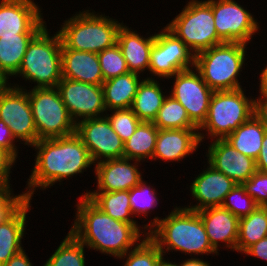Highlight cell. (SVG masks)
<instances>
[{
    "mask_svg": "<svg viewBox=\"0 0 267 266\" xmlns=\"http://www.w3.org/2000/svg\"><path fill=\"white\" fill-rule=\"evenodd\" d=\"M77 207V219L70 232L82 244L122 258L140 237L136 223L111 218L86 195Z\"/></svg>",
    "mask_w": 267,
    "mask_h": 266,
    "instance_id": "1",
    "label": "cell"
},
{
    "mask_svg": "<svg viewBox=\"0 0 267 266\" xmlns=\"http://www.w3.org/2000/svg\"><path fill=\"white\" fill-rule=\"evenodd\" d=\"M33 146L39 149L29 188L47 187L62 178L81 173L93 163L88 148L76 134L40 139Z\"/></svg>",
    "mask_w": 267,
    "mask_h": 266,
    "instance_id": "2",
    "label": "cell"
},
{
    "mask_svg": "<svg viewBox=\"0 0 267 266\" xmlns=\"http://www.w3.org/2000/svg\"><path fill=\"white\" fill-rule=\"evenodd\" d=\"M152 225H156L157 228H154L148 237L159 247L162 254L164 244L168 245L167 250L196 254L217 253L209 242L205 226L197 211L177 208L163 220L154 218Z\"/></svg>",
    "mask_w": 267,
    "mask_h": 266,
    "instance_id": "3",
    "label": "cell"
},
{
    "mask_svg": "<svg viewBox=\"0 0 267 266\" xmlns=\"http://www.w3.org/2000/svg\"><path fill=\"white\" fill-rule=\"evenodd\" d=\"M246 44L224 42L195 55L194 65L213 91L236 90L241 86L238 75L245 56Z\"/></svg>",
    "mask_w": 267,
    "mask_h": 266,
    "instance_id": "4",
    "label": "cell"
},
{
    "mask_svg": "<svg viewBox=\"0 0 267 266\" xmlns=\"http://www.w3.org/2000/svg\"><path fill=\"white\" fill-rule=\"evenodd\" d=\"M61 50L59 33L50 38L44 27L28 44L17 74L37 82L35 88H56L62 78Z\"/></svg>",
    "mask_w": 267,
    "mask_h": 266,
    "instance_id": "5",
    "label": "cell"
},
{
    "mask_svg": "<svg viewBox=\"0 0 267 266\" xmlns=\"http://www.w3.org/2000/svg\"><path fill=\"white\" fill-rule=\"evenodd\" d=\"M120 27L113 20L85 12L66 21L57 33L66 48L98 54L117 43Z\"/></svg>",
    "mask_w": 267,
    "mask_h": 266,
    "instance_id": "6",
    "label": "cell"
},
{
    "mask_svg": "<svg viewBox=\"0 0 267 266\" xmlns=\"http://www.w3.org/2000/svg\"><path fill=\"white\" fill-rule=\"evenodd\" d=\"M167 28L180 38L194 55L224 43L215 29L211 0L191 1Z\"/></svg>",
    "mask_w": 267,
    "mask_h": 266,
    "instance_id": "7",
    "label": "cell"
},
{
    "mask_svg": "<svg viewBox=\"0 0 267 266\" xmlns=\"http://www.w3.org/2000/svg\"><path fill=\"white\" fill-rule=\"evenodd\" d=\"M28 98L38 141L76 133L77 122L71 118L59 91L55 90L54 87H34L28 93Z\"/></svg>",
    "mask_w": 267,
    "mask_h": 266,
    "instance_id": "8",
    "label": "cell"
},
{
    "mask_svg": "<svg viewBox=\"0 0 267 266\" xmlns=\"http://www.w3.org/2000/svg\"><path fill=\"white\" fill-rule=\"evenodd\" d=\"M254 115V100L248 101L242 89L214 91L204 123L210 135L225 139ZM221 136V137H220Z\"/></svg>",
    "mask_w": 267,
    "mask_h": 266,
    "instance_id": "9",
    "label": "cell"
},
{
    "mask_svg": "<svg viewBox=\"0 0 267 266\" xmlns=\"http://www.w3.org/2000/svg\"><path fill=\"white\" fill-rule=\"evenodd\" d=\"M194 59L195 55L191 54L186 44L166 27L155 35L150 51L149 71L159 77L170 78L180 71L188 70L191 62L194 65Z\"/></svg>",
    "mask_w": 267,
    "mask_h": 266,
    "instance_id": "10",
    "label": "cell"
},
{
    "mask_svg": "<svg viewBox=\"0 0 267 266\" xmlns=\"http://www.w3.org/2000/svg\"><path fill=\"white\" fill-rule=\"evenodd\" d=\"M0 120L10 129L15 138L30 145L38 141L28 93L19 88L0 89Z\"/></svg>",
    "mask_w": 267,
    "mask_h": 266,
    "instance_id": "11",
    "label": "cell"
},
{
    "mask_svg": "<svg viewBox=\"0 0 267 266\" xmlns=\"http://www.w3.org/2000/svg\"><path fill=\"white\" fill-rule=\"evenodd\" d=\"M76 134L88 148L93 163L101 156L107 160L124 156V142L112 129L107 117L89 118L76 123Z\"/></svg>",
    "mask_w": 267,
    "mask_h": 266,
    "instance_id": "12",
    "label": "cell"
},
{
    "mask_svg": "<svg viewBox=\"0 0 267 266\" xmlns=\"http://www.w3.org/2000/svg\"><path fill=\"white\" fill-rule=\"evenodd\" d=\"M215 29L223 42L246 44L257 31V23L249 12L233 0H211Z\"/></svg>",
    "mask_w": 267,
    "mask_h": 266,
    "instance_id": "13",
    "label": "cell"
},
{
    "mask_svg": "<svg viewBox=\"0 0 267 266\" xmlns=\"http://www.w3.org/2000/svg\"><path fill=\"white\" fill-rule=\"evenodd\" d=\"M171 96L187 111L191 122L199 128L205 121L213 90L202 79L200 73L191 69L176 74Z\"/></svg>",
    "mask_w": 267,
    "mask_h": 266,
    "instance_id": "14",
    "label": "cell"
},
{
    "mask_svg": "<svg viewBox=\"0 0 267 266\" xmlns=\"http://www.w3.org/2000/svg\"><path fill=\"white\" fill-rule=\"evenodd\" d=\"M55 89L59 91L72 119L73 116H83V120L95 118V116L97 118L98 113L106 110L102 85L62 77Z\"/></svg>",
    "mask_w": 267,
    "mask_h": 266,
    "instance_id": "15",
    "label": "cell"
},
{
    "mask_svg": "<svg viewBox=\"0 0 267 266\" xmlns=\"http://www.w3.org/2000/svg\"><path fill=\"white\" fill-rule=\"evenodd\" d=\"M39 12L31 0H2L0 38L16 34H38L45 27Z\"/></svg>",
    "mask_w": 267,
    "mask_h": 266,
    "instance_id": "16",
    "label": "cell"
},
{
    "mask_svg": "<svg viewBox=\"0 0 267 266\" xmlns=\"http://www.w3.org/2000/svg\"><path fill=\"white\" fill-rule=\"evenodd\" d=\"M208 152V163L237 184H243L257 171L256 161L238 152L225 139H216Z\"/></svg>",
    "mask_w": 267,
    "mask_h": 266,
    "instance_id": "17",
    "label": "cell"
},
{
    "mask_svg": "<svg viewBox=\"0 0 267 266\" xmlns=\"http://www.w3.org/2000/svg\"><path fill=\"white\" fill-rule=\"evenodd\" d=\"M231 178L215 170L211 165L208 170L200 174L192 183V195L201 203L191 208L193 211H200L209 207L221 206L226 195L236 186Z\"/></svg>",
    "mask_w": 267,
    "mask_h": 266,
    "instance_id": "18",
    "label": "cell"
},
{
    "mask_svg": "<svg viewBox=\"0 0 267 266\" xmlns=\"http://www.w3.org/2000/svg\"><path fill=\"white\" fill-rule=\"evenodd\" d=\"M100 160L96 166L98 190L106 192L129 191L141 181V175L130 159Z\"/></svg>",
    "mask_w": 267,
    "mask_h": 266,
    "instance_id": "19",
    "label": "cell"
},
{
    "mask_svg": "<svg viewBox=\"0 0 267 266\" xmlns=\"http://www.w3.org/2000/svg\"><path fill=\"white\" fill-rule=\"evenodd\" d=\"M61 65L63 78L94 85L104 82L97 53L76 51L62 44Z\"/></svg>",
    "mask_w": 267,
    "mask_h": 266,
    "instance_id": "20",
    "label": "cell"
},
{
    "mask_svg": "<svg viewBox=\"0 0 267 266\" xmlns=\"http://www.w3.org/2000/svg\"><path fill=\"white\" fill-rule=\"evenodd\" d=\"M205 226L208 239L217 251L218 241H225L228 248L236 250L239 235V218L222 206L197 211Z\"/></svg>",
    "mask_w": 267,
    "mask_h": 266,
    "instance_id": "21",
    "label": "cell"
},
{
    "mask_svg": "<svg viewBox=\"0 0 267 266\" xmlns=\"http://www.w3.org/2000/svg\"><path fill=\"white\" fill-rule=\"evenodd\" d=\"M195 130L198 129H159L152 158L179 161L192 153L204 138Z\"/></svg>",
    "mask_w": 267,
    "mask_h": 266,
    "instance_id": "22",
    "label": "cell"
},
{
    "mask_svg": "<svg viewBox=\"0 0 267 266\" xmlns=\"http://www.w3.org/2000/svg\"><path fill=\"white\" fill-rule=\"evenodd\" d=\"M155 35L144 39L137 33L121 26L117 35V44L126 60L130 72L137 73L145 68L149 69L150 51L153 47Z\"/></svg>",
    "mask_w": 267,
    "mask_h": 266,
    "instance_id": "23",
    "label": "cell"
},
{
    "mask_svg": "<svg viewBox=\"0 0 267 266\" xmlns=\"http://www.w3.org/2000/svg\"><path fill=\"white\" fill-rule=\"evenodd\" d=\"M139 84L137 73L134 72L104 81L102 88L106 110L131 109Z\"/></svg>",
    "mask_w": 267,
    "mask_h": 266,
    "instance_id": "24",
    "label": "cell"
},
{
    "mask_svg": "<svg viewBox=\"0 0 267 266\" xmlns=\"http://www.w3.org/2000/svg\"><path fill=\"white\" fill-rule=\"evenodd\" d=\"M266 130L267 127L255 115H252L225 140L238 152L256 161L261 151Z\"/></svg>",
    "mask_w": 267,
    "mask_h": 266,
    "instance_id": "25",
    "label": "cell"
},
{
    "mask_svg": "<svg viewBox=\"0 0 267 266\" xmlns=\"http://www.w3.org/2000/svg\"><path fill=\"white\" fill-rule=\"evenodd\" d=\"M28 200L9 220L0 224V266L22 250L21 239L25 230Z\"/></svg>",
    "mask_w": 267,
    "mask_h": 266,
    "instance_id": "26",
    "label": "cell"
},
{
    "mask_svg": "<svg viewBox=\"0 0 267 266\" xmlns=\"http://www.w3.org/2000/svg\"><path fill=\"white\" fill-rule=\"evenodd\" d=\"M154 80L140 82L131 110L141 122H153L165 100L160 87Z\"/></svg>",
    "mask_w": 267,
    "mask_h": 266,
    "instance_id": "27",
    "label": "cell"
},
{
    "mask_svg": "<svg viewBox=\"0 0 267 266\" xmlns=\"http://www.w3.org/2000/svg\"><path fill=\"white\" fill-rule=\"evenodd\" d=\"M36 35L16 34L0 38V71L5 77L17 74L27 46Z\"/></svg>",
    "mask_w": 267,
    "mask_h": 266,
    "instance_id": "28",
    "label": "cell"
},
{
    "mask_svg": "<svg viewBox=\"0 0 267 266\" xmlns=\"http://www.w3.org/2000/svg\"><path fill=\"white\" fill-rule=\"evenodd\" d=\"M267 236V206L256 207L248 216L239 219L237 251L245 252Z\"/></svg>",
    "mask_w": 267,
    "mask_h": 266,
    "instance_id": "29",
    "label": "cell"
},
{
    "mask_svg": "<svg viewBox=\"0 0 267 266\" xmlns=\"http://www.w3.org/2000/svg\"><path fill=\"white\" fill-rule=\"evenodd\" d=\"M159 129L153 122H141L131 137L124 142V156L127 159L140 161L152 159Z\"/></svg>",
    "mask_w": 267,
    "mask_h": 266,
    "instance_id": "30",
    "label": "cell"
},
{
    "mask_svg": "<svg viewBox=\"0 0 267 266\" xmlns=\"http://www.w3.org/2000/svg\"><path fill=\"white\" fill-rule=\"evenodd\" d=\"M97 207L111 218L125 223H136L129 218L131 204L129 191L92 192L85 194Z\"/></svg>",
    "mask_w": 267,
    "mask_h": 266,
    "instance_id": "31",
    "label": "cell"
},
{
    "mask_svg": "<svg viewBox=\"0 0 267 266\" xmlns=\"http://www.w3.org/2000/svg\"><path fill=\"white\" fill-rule=\"evenodd\" d=\"M153 123L158 129H198L185 108L171 95L165 98Z\"/></svg>",
    "mask_w": 267,
    "mask_h": 266,
    "instance_id": "32",
    "label": "cell"
},
{
    "mask_svg": "<svg viewBox=\"0 0 267 266\" xmlns=\"http://www.w3.org/2000/svg\"><path fill=\"white\" fill-rule=\"evenodd\" d=\"M84 259V244L69 232L45 266H85Z\"/></svg>",
    "mask_w": 267,
    "mask_h": 266,
    "instance_id": "33",
    "label": "cell"
},
{
    "mask_svg": "<svg viewBox=\"0 0 267 266\" xmlns=\"http://www.w3.org/2000/svg\"><path fill=\"white\" fill-rule=\"evenodd\" d=\"M97 56L104 81L130 72L117 43L113 47L101 51Z\"/></svg>",
    "mask_w": 267,
    "mask_h": 266,
    "instance_id": "34",
    "label": "cell"
},
{
    "mask_svg": "<svg viewBox=\"0 0 267 266\" xmlns=\"http://www.w3.org/2000/svg\"><path fill=\"white\" fill-rule=\"evenodd\" d=\"M128 255L124 266H156L163 257L159 247L148 236Z\"/></svg>",
    "mask_w": 267,
    "mask_h": 266,
    "instance_id": "35",
    "label": "cell"
},
{
    "mask_svg": "<svg viewBox=\"0 0 267 266\" xmlns=\"http://www.w3.org/2000/svg\"><path fill=\"white\" fill-rule=\"evenodd\" d=\"M107 118L112 129L119 135L123 142L131 137L141 123L131 109L115 110L114 114Z\"/></svg>",
    "mask_w": 267,
    "mask_h": 266,
    "instance_id": "36",
    "label": "cell"
},
{
    "mask_svg": "<svg viewBox=\"0 0 267 266\" xmlns=\"http://www.w3.org/2000/svg\"><path fill=\"white\" fill-rule=\"evenodd\" d=\"M10 187H0V224L9 220L28 200L34 191L15 197L10 196Z\"/></svg>",
    "mask_w": 267,
    "mask_h": 266,
    "instance_id": "37",
    "label": "cell"
},
{
    "mask_svg": "<svg viewBox=\"0 0 267 266\" xmlns=\"http://www.w3.org/2000/svg\"><path fill=\"white\" fill-rule=\"evenodd\" d=\"M241 195L242 196L244 195L245 197L243 198L247 199L246 201L244 200L245 206L241 204H237L239 203V201L235 202V200L237 199H234V198L236 196L239 197ZM229 197H230V200L234 199L233 202L232 200L230 201L231 203L228 202L227 199ZM221 206L229 210L233 215H235L239 219L242 217L248 216L256 207H258V205L254 202V199L246 193V190L242 184H236V186L226 195L225 200Z\"/></svg>",
    "mask_w": 267,
    "mask_h": 266,
    "instance_id": "38",
    "label": "cell"
},
{
    "mask_svg": "<svg viewBox=\"0 0 267 266\" xmlns=\"http://www.w3.org/2000/svg\"><path fill=\"white\" fill-rule=\"evenodd\" d=\"M156 199L154 190L145 186L142 180L137 186L129 190V201L132 214L147 213V210L156 203Z\"/></svg>",
    "mask_w": 267,
    "mask_h": 266,
    "instance_id": "39",
    "label": "cell"
},
{
    "mask_svg": "<svg viewBox=\"0 0 267 266\" xmlns=\"http://www.w3.org/2000/svg\"><path fill=\"white\" fill-rule=\"evenodd\" d=\"M242 185L258 206H267V173L256 171Z\"/></svg>",
    "mask_w": 267,
    "mask_h": 266,
    "instance_id": "40",
    "label": "cell"
},
{
    "mask_svg": "<svg viewBox=\"0 0 267 266\" xmlns=\"http://www.w3.org/2000/svg\"><path fill=\"white\" fill-rule=\"evenodd\" d=\"M15 160L7 150L0 146V187H9L8 174Z\"/></svg>",
    "mask_w": 267,
    "mask_h": 266,
    "instance_id": "41",
    "label": "cell"
},
{
    "mask_svg": "<svg viewBox=\"0 0 267 266\" xmlns=\"http://www.w3.org/2000/svg\"><path fill=\"white\" fill-rule=\"evenodd\" d=\"M13 136L11 129L0 120V146L7 150L16 159V148L13 145Z\"/></svg>",
    "mask_w": 267,
    "mask_h": 266,
    "instance_id": "42",
    "label": "cell"
},
{
    "mask_svg": "<svg viewBox=\"0 0 267 266\" xmlns=\"http://www.w3.org/2000/svg\"><path fill=\"white\" fill-rule=\"evenodd\" d=\"M260 90L265 100H254V115L267 127V88Z\"/></svg>",
    "mask_w": 267,
    "mask_h": 266,
    "instance_id": "43",
    "label": "cell"
},
{
    "mask_svg": "<svg viewBox=\"0 0 267 266\" xmlns=\"http://www.w3.org/2000/svg\"><path fill=\"white\" fill-rule=\"evenodd\" d=\"M244 253L267 260V236L250 246Z\"/></svg>",
    "mask_w": 267,
    "mask_h": 266,
    "instance_id": "44",
    "label": "cell"
},
{
    "mask_svg": "<svg viewBox=\"0 0 267 266\" xmlns=\"http://www.w3.org/2000/svg\"><path fill=\"white\" fill-rule=\"evenodd\" d=\"M257 171L267 173V130L263 138L259 157L256 159Z\"/></svg>",
    "mask_w": 267,
    "mask_h": 266,
    "instance_id": "45",
    "label": "cell"
},
{
    "mask_svg": "<svg viewBox=\"0 0 267 266\" xmlns=\"http://www.w3.org/2000/svg\"><path fill=\"white\" fill-rule=\"evenodd\" d=\"M3 266H32L23 249L13 255Z\"/></svg>",
    "mask_w": 267,
    "mask_h": 266,
    "instance_id": "46",
    "label": "cell"
},
{
    "mask_svg": "<svg viewBox=\"0 0 267 266\" xmlns=\"http://www.w3.org/2000/svg\"><path fill=\"white\" fill-rule=\"evenodd\" d=\"M178 266H209V264L199 259H189L186 260L183 264Z\"/></svg>",
    "mask_w": 267,
    "mask_h": 266,
    "instance_id": "47",
    "label": "cell"
},
{
    "mask_svg": "<svg viewBox=\"0 0 267 266\" xmlns=\"http://www.w3.org/2000/svg\"><path fill=\"white\" fill-rule=\"evenodd\" d=\"M261 87L260 88H267V67L261 73Z\"/></svg>",
    "mask_w": 267,
    "mask_h": 266,
    "instance_id": "48",
    "label": "cell"
},
{
    "mask_svg": "<svg viewBox=\"0 0 267 266\" xmlns=\"http://www.w3.org/2000/svg\"><path fill=\"white\" fill-rule=\"evenodd\" d=\"M7 77L3 75V73L0 71V89L6 88V80Z\"/></svg>",
    "mask_w": 267,
    "mask_h": 266,
    "instance_id": "49",
    "label": "cell"
},
{
    "mask_svg": "<svg viewBox=\"0 0 267 266\" xmlns=\"http://www.w3.org/2000/svg\"><path fill=\"white\" fill-rule=\"evenodd\" d=\"M156 266H178L177 264L168 263L167 261L163 260V257L158 261Z\"/></svg>",
    "mask_w": 267,
    "mask_h": 266,
    "instance_id": "50",
    "label": "cell"
}]
</instances>
